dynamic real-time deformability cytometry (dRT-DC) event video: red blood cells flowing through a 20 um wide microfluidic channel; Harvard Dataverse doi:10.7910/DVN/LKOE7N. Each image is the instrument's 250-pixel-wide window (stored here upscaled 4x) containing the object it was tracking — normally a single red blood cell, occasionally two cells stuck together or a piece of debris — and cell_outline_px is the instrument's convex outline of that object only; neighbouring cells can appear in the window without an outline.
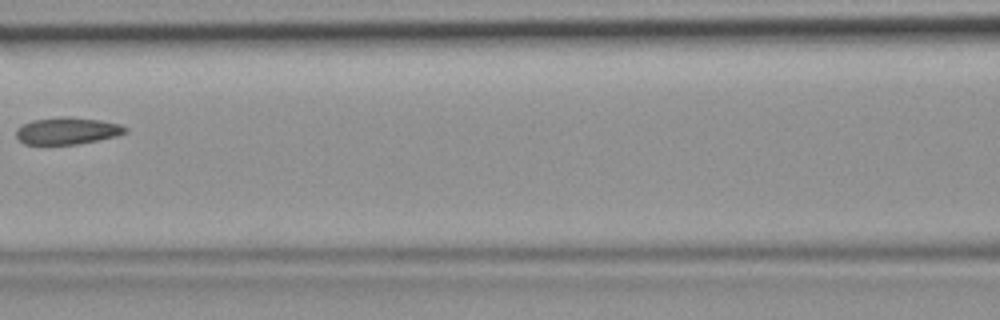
{"species": "common noctule bat (a hibernating species)", "species_latin": "Nyctalus noctula", "temperature_condition": "room temperature", "stored_images_in_passage": 6, "camera_frame_rate_fps": 3000, "um_per_image_px": 0.085, "animal": {"sex": "female", "body_mass_g": 19.9}, "frame": {"image": 1, "passage_image": 6, "time_ms": 1.667, "image_size_px": [1000, 320], "cell_outline_px": [[128, 132], [116, 136], [76, 144], [24, 144], [16, 136], [16, 128], [32, 120], [60, 116], [68, 116], [100, 120], [120, 124], [128, 128]], "centroid_in_image_um": [5.72, 11.1], "position_along_channel_um": 160.9, "area_um2": 17.17}}